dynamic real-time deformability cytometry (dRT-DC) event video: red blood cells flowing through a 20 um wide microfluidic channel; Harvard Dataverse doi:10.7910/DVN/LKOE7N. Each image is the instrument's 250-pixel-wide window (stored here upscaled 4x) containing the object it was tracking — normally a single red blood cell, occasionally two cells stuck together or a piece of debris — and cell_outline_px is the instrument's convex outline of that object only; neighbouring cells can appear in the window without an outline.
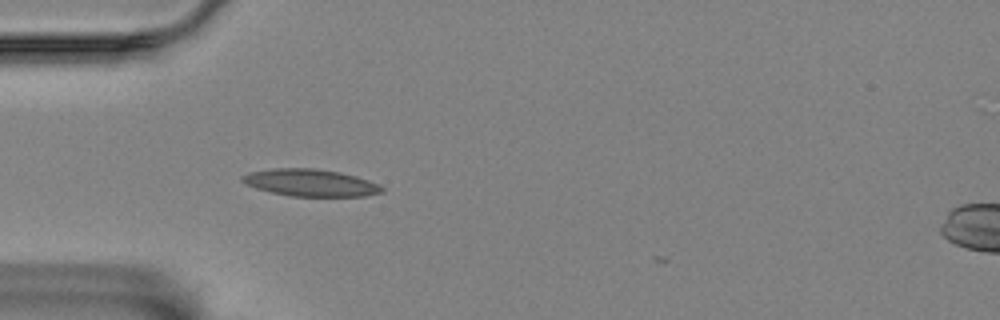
{"species": "Egyptian fruit bat (a non-hibernating species)", "species_latin": "Rousettus aegyptiacus", "temperature_condition": "room temperature", "stored_images_in_passage": 17, "camera_frame_rate_fps": 3000, "um_per_image_px": 0.085, "animal": {"sex": "female"}, "frame": {"image": 1, "passage_image": 16, "time_ms": 5.0, "image_size_px": [1000, 320], "cell_outline_px": [[384, 192], [364, 196], [288, 196], [256, 188], [244, 184], [240, 180], [240, 176], [248, 172], [272, 168], [312, 168], [340, 172], [356, 176], [380, 184], [384, 188]], "centroid_in_image_um": [26.37, 15.53], "position_along_channel_um": 58.6, "area_um2": 22.25}}